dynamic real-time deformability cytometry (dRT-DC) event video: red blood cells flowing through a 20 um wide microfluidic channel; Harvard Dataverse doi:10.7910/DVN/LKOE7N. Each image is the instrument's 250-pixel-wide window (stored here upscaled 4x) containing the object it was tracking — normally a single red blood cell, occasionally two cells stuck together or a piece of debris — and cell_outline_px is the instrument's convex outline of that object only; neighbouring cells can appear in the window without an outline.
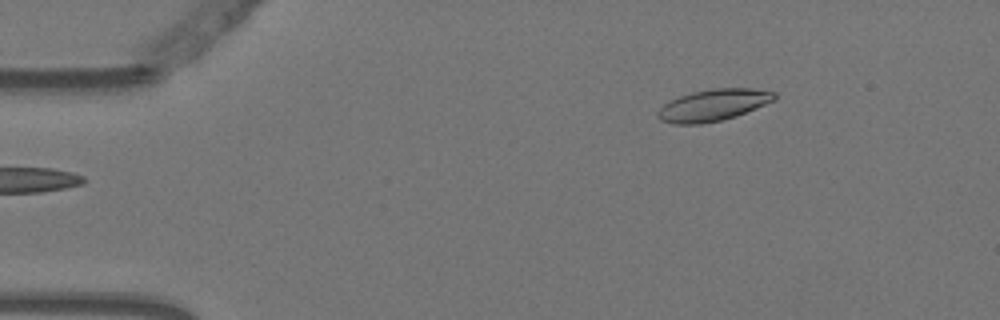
{"species": "Egyptian fruit bat (a non-hibernating species)", "species_latin": "Rousettus aegyptiacus", "temperature_condition": "warm", "stored_images_in_passage": 47, "camera_frame_rate_fps": 3000, "um_per_image_px": 0.085, "animal": {"sex": "female"}, "frame": {"image": 1, "passage_image": 1, "time_ms": 0.0, "image_size_px": [1000, 320], "cell_outline_px": [[776, 100], [736, 116], [720, 120], [700, 124], [672, 124], [660, 120], [656, 116], [656, 112], [664, 104], [680, 96], [692, 92], [712, 88], [752, 88], [776, 92]], "centroid_in_image_um": [60.63, 8.93], "position_along_channel_um": 24.4, "area_um2": 21.56}}
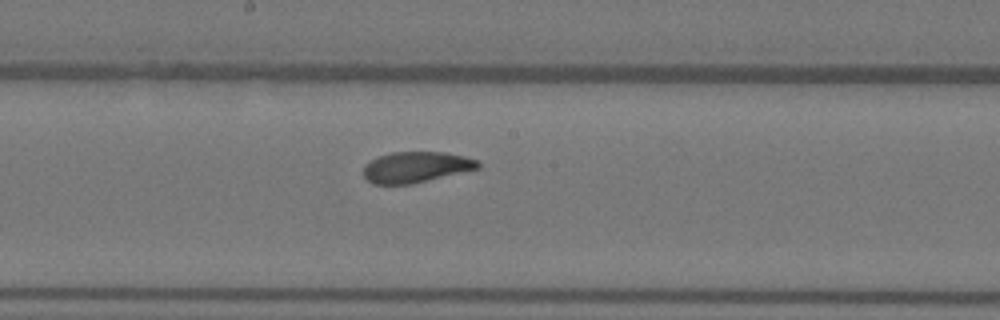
{"frame": {"image": 2, "passage_image": 22, "time_ms": 7.0, "image_size_px": [1000, 320], "cell_outline_px": [[480, 168], [412, 184], [372, 184], [364, 176], [364, 164], [368, 160], [376, 156], [392, 152], [444, 152], [464, 156], [480, 160]], "centroid_in_image_um": [35.35, 14.19], "position_along_channel_um": 212.9, "area_um2": 20.81}}
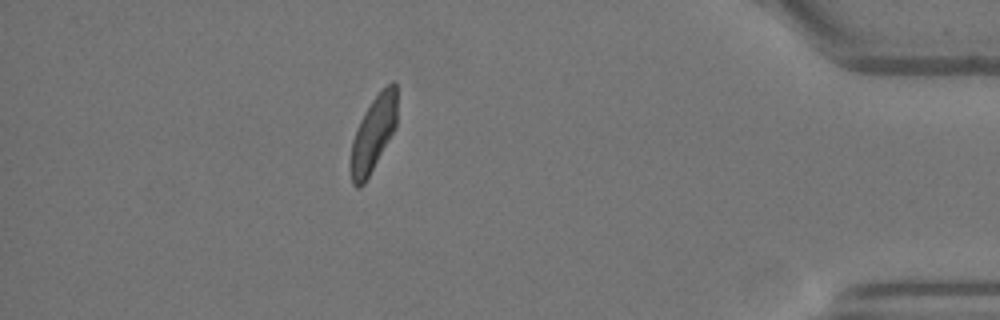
{"frame": {"image": 3, "passage_image": 41, "time_ms": 13.333, "image_size_px": [1000, 320], "cell_outline_px": [[396, 128], [364, 184], [360, 188], [356, 188], [352, 184], [352, 140], [360, 120], [364, 112], [372, 100], [392, 80], [396, 84]], "centroid_in_image_um": [31.75, 11.37], "position_along_channel_um": 403.5, "area_um2": 19.88}, "authors_computed_cell_mechanics": {"area_um2": 21.4438, "velocity_mm_per_s": 3.7315, "shape_relaxation_time_tau1_ms": 6.3689, "shape_relaxation_time_tau2_ms": 2.3764, "deformation_change_tau1": 0.193, "deformation_change_tau2": 0.0794}}